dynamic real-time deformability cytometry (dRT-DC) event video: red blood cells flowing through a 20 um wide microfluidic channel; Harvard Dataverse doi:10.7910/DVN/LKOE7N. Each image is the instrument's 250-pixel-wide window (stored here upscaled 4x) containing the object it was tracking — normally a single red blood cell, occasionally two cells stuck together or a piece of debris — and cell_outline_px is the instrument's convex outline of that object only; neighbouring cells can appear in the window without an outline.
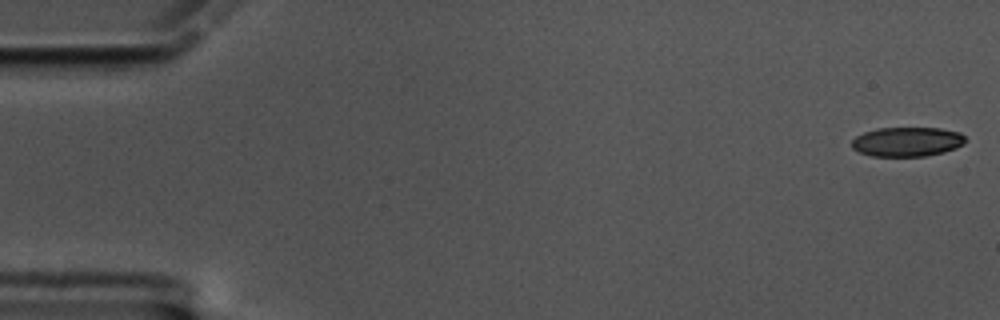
{"species": "common noctule bat (a hibernating species)", "species_latin": "Nyctalus noctula", "temperature_condition": "cold", "stored_images_in_passage": 59, "camera_frame_rate_fps": 3000, "um_per_image_px": 0.085, "animal": {"sex": "male", "body_mass_g": 17.5, "forearm_length_mm": 52.3}, "frame": {"image": 1, "passage_image": 1, "time_ms": 0.0, "image_size_px": [1000, 320], "cell_outline_px": [[964, 144], [956, 148], [944, 152], [924, 156], [872, 156], [860, 152], [852, 148], [852, 140], [856, 136], [864, 132], [876, 128], [940, 128], [960, 132], [964, 136]], "centroid_in_image_um": [77.1, 12.04], "position_along_channel_um": 7.9, "area_um2": 19.48}}
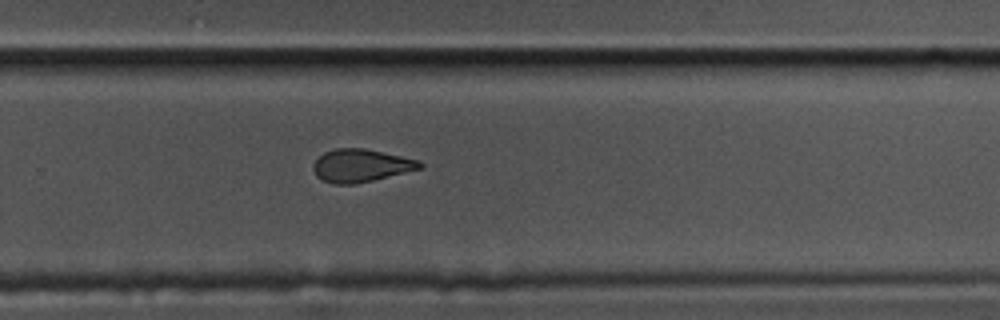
{"frame": {"image": 2, "passage_image": 39, "time_ms": 12.667, "image_size_px": [1000, 320], "cell_outline_px": [[424, 164], [420, 168], [372, 180], [352, 184], [332, 184], [316, 176], [312, 168], [312, 164], [324, 152], [336, 148], [364, 148], [420, 160]], "centroid_in_image_um": [30.64, 14.06], "position_along_channel_um": 299.2, "area_um2": 20.17}}
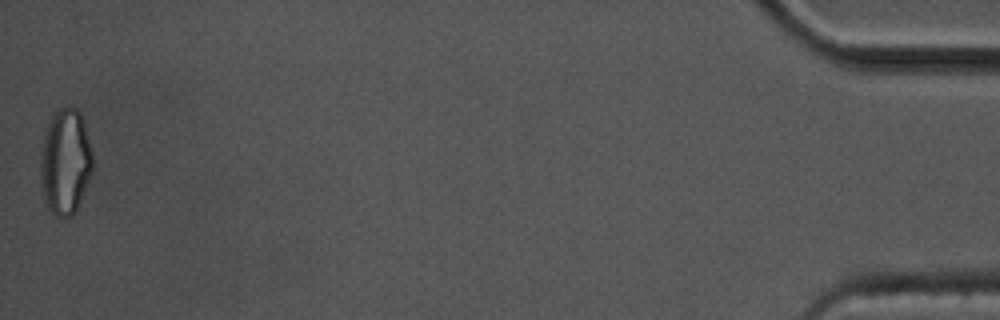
{"frame": {"image": 3, "passage_image": 59, "time_ms": 19.333, "image_size_px": [1000, 320], "cell_outline_px": [[92, 172], [80, 200], [72, 216], [60, 220], [48, 208], [44, 200], [40, 184], [40, 160], [44, 136], [48, 124], [52, 116], [60, 108], [68, 104], [76, 108], [80, 112], [84, 124], [92, 152]], "centroid_in_image_um": [5.54, 13.77], "position_along_channel_um": 429.7, "area_um2": 32.25}, "authors_computed_cell_mechanics": {"area_um2": 21.6172, "velocity_mm_per_s": 3.3844, "shape_relaxation_time_tau1_ms": null, "shape_relaxation_time_tau2_ms": 3.2928, "deformation_change_tau1": null, "deformation_change_tau2": 0.1033}}